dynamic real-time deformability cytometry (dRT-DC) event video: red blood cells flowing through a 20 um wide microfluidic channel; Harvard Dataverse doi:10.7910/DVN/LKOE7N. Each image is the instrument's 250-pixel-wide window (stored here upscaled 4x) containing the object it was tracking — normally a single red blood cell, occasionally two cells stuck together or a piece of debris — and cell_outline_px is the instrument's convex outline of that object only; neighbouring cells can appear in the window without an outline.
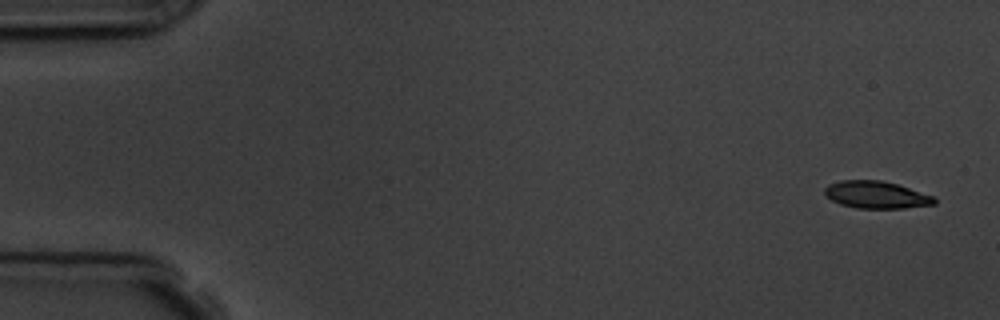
{"species": "common noctule bat (a hibernating species)", "species_latin": "Nyctalus noctula", "temperature_condition": "room temperature", "stored_images_in_passage": 6, "camera_frame_rate_fps": 3000, "um_per_image_px": 0.085, "animal": {"sex": "male", "body_mass_g": 19.5, "forearm_length_mm": 54.6}, "frame": {"image": 1, "passage_image": 1, "time_ms": 0.0, "image_size_px": [1000, 320], "cell_outline_px": [[936, 204], [904, 208], [856, 208], [840, 204], [832, 200], [824, 192], [824, 188], [828, 184], [840, 180], [880, 180], [896, 184], [936, 196]], "centroid_in_image_um": [74.5, 16.55], "position_along_channel_um": 10.5, "area_um2": 17.46}}